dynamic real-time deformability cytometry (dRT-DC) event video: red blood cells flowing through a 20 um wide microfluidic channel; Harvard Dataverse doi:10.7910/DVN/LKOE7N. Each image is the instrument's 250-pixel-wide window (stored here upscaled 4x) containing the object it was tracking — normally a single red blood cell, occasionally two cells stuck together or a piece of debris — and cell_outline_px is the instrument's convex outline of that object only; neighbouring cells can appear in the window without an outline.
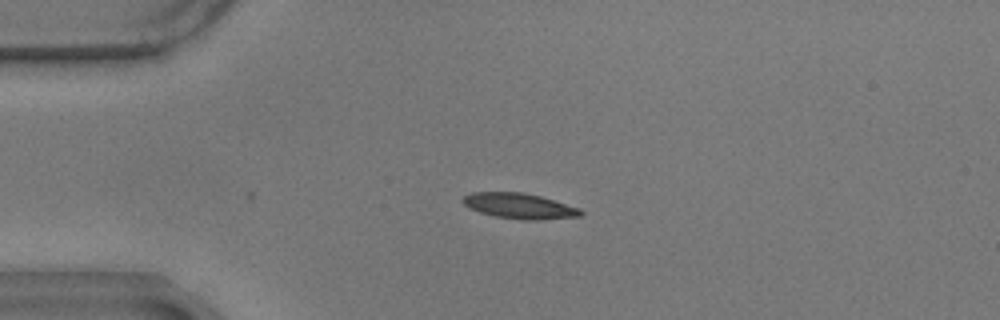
{"species": "common noctule bat (a hibernating species)", "species_latin": "Nyctalus noctula", "temperature_condition": "warm", "stored_images_in_passage": 2, "camera_frame_rate_fps": 3000, "um_per_image_px": 0.085, "animal": {"sex": "male", "body_mass_g": 17.9}, "frame": {"image": 1, "passage_image": 2, "time_ms": 0.333, "image_size_px": [1000, 320], "cell_outline_px": [[584, 212], [580, 216], [536, 220], [520, 220], [496, 216], [480, 212], [468, 208], [460, 200], [464, 196], [472, 192], [524, 192], [540, 196], [580, 208]], "centroid_in_image_um": [44.13, 17.5], "position_along_channel_um": 40.9, "area_um2": 17.51}}